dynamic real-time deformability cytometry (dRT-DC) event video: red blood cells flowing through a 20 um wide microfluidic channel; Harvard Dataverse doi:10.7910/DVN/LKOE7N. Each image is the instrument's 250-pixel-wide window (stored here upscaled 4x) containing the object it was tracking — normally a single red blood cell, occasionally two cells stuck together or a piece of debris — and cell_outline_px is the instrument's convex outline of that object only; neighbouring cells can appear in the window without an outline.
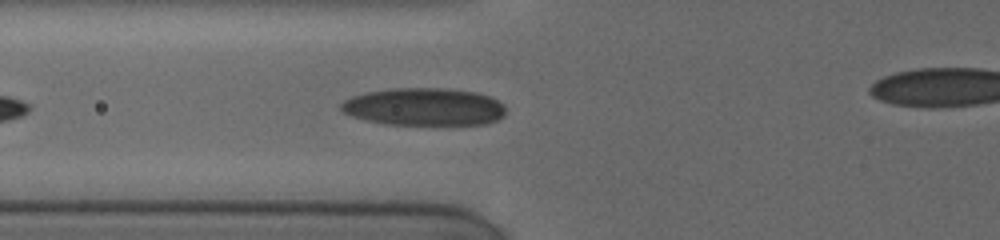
{"species": "human", "species_latin": "Homo sapiens", "temperature_condition": "cold", "stored_images_in_passage": 43, "camera_frame_rate_fps": 3000, "um_per_image_px": 0.085, "donor": {"sex": "female"}, "frame": {"image": 1, "passage_image": 9, "time_ms": 1.667, "image_size_px": [1000, 240], "cell_outline_px": [[504, 116], [488, 124], [388, 124], [368, 120], [352, 116], [344, 112], [340, 108], [340, 104], [344, 100], [352, 96], [368, 92], [392, 88], [448, 88], [476, 92], [492, 96], [504, 108]], "centroid_in_image_um": [36.05, 9.07], "position_along_channel_um": 89.7, "area_um2": 35.89}}
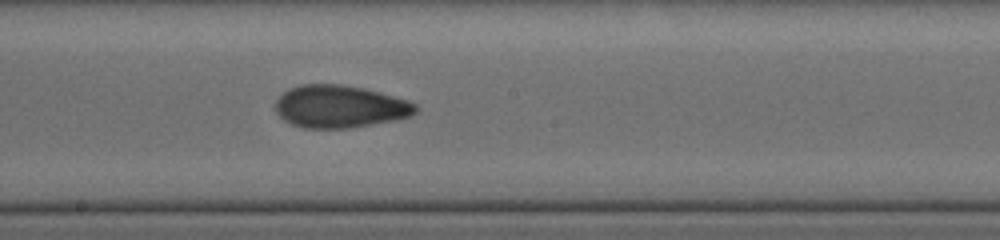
{"frame": {"image": 2, "passage_image": 25, "time_ms": 5.0, "image_size_px": [1000, 240], "cell_outline_px": [[416, 112], [408, 116], [396, 120], [348, 128], [304, 128], [292, 124], [284, 120], [276, 112], [276, 100], [288, 88], [300, 84], [340, 84], [364, 88], [380, 92], [408, 100], [416, 104]], "centroid_in_image_um": [28.87, 9.05], "position_along_channel_um": 219.3, "area_um2": 34.68}}
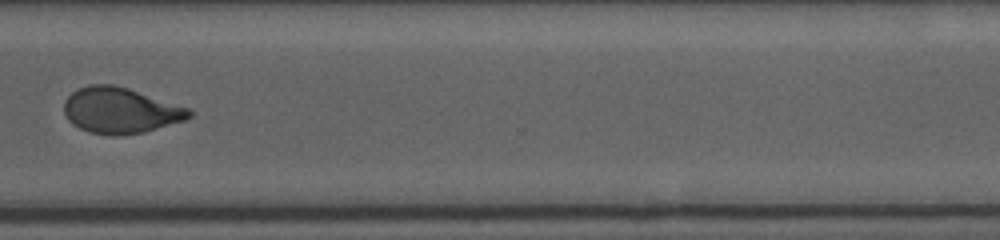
{"frame": {"image": 3, "passage_image": 42, "time_ms": 8.667, "image_size_px": [1000, 240], "cell_outline_px": [[192, 116], [184, 120], [144, 132], [88, 132], [72, 124], [68, 120], [64, 112], [64, 100], [72, 92], [88, 84], [112, 84], [128, 88], [188, 108], [192, 112]], "centroid_in_image_um": [10.2, 9.34], "position_along_channel_um": 360.4, "area_um2": 32.43}}